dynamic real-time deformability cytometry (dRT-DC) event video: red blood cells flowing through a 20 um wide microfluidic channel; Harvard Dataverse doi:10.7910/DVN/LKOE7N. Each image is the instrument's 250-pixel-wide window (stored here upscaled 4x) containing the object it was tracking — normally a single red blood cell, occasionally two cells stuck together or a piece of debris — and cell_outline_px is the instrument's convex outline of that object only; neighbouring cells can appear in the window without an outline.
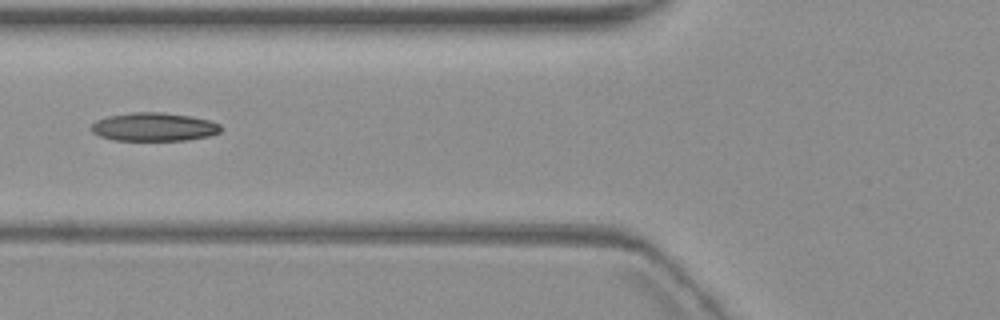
{"species": "common noctule bat (a hibernating species)", "species_latin": "Nyctalus noctula", "temperature_condition": "warm", "stored_images_in_passage": 2, "camera_frame_rate_fps": 3000, "um_per_image_px": 0.085, "animal": {"sex": "female", "body_mass_g": 19.3, "forearm_length_mm": 54.1}, "frame": {"image": 1, "passage_image": 2, "time_ms": 1.0, "image_size_px": [1000, 320], "cell_outline_px": [[220, 132], [208, 136], [188, 140], [112, 140], [100, 136], [92, 132], [88, 128], [96, 120], [108, 116], [132, 112], [160, 112], [192, 116], [208, 120], [220, 124]], "centroid_in_image_um": [13.04, 10.78], "position_along_channel_um": 112.8, "area_um2": 21.5}}